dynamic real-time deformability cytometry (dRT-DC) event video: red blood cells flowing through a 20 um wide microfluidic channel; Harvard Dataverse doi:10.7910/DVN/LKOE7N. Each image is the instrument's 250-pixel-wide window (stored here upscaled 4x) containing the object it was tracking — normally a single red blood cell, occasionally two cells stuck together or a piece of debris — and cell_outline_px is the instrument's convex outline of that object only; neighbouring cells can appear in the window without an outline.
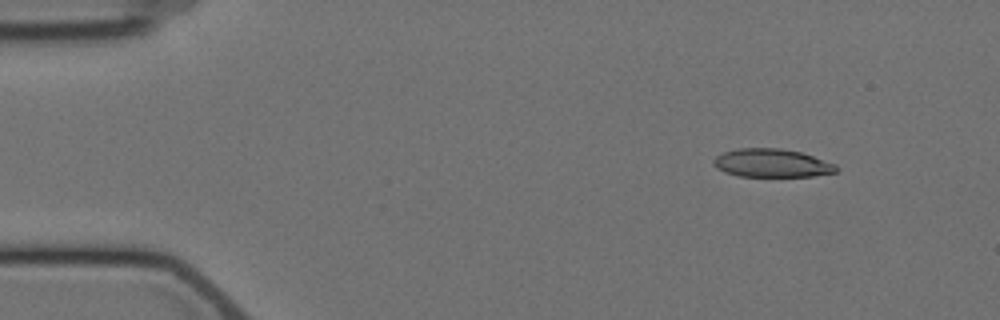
{"species": "Egyptian fruit bat (a non-hibernating species)", "species_latin": "Rousettus aegyptiacus", "temperature_condition": "cold", "stored_images_in_passage": 5, "camera_frame_rate_fps": 3000, "um_per_image_px": 0.085, "animal": {"sex": "female"}, "frame": {"image": 1, "passage_image": 2, "time_ms": 1.333, "image_size_px": [1000, 320], "cell_outline_px": [[840, 168], [836, 172], [812, 176], [736, 176], [724, 172], [716, 168], [712, 164], [712, 160], [716, 156], [724, 152], [736, 148], [780, 148], [800, 152], [836, 164]], "centroid_in_image_um": [65.57, 13.86], "position_along_channel_um": 19.4, "area_um2": 20.35}}
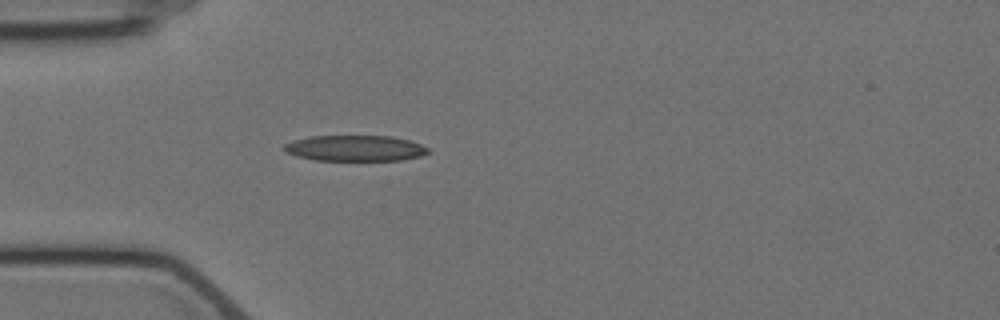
{"frame": {"image": 2, "passage_image": 5, "time_ms": 4.667, "image_size_px": [1000, 320], "cell_outline_px": [[432, 152], [420, 156], [404, 160], [316, 160], [296, 156], [288, 152], [284, 148], [284, 144], [292, 140], [312, 136], [392, 136], [408, 140], [420, 144], [428, 148]], "centroid_in_image_um": [30.22, 12.6], "position_along_channel_um": 54.8, "area_um2": 21.62}}